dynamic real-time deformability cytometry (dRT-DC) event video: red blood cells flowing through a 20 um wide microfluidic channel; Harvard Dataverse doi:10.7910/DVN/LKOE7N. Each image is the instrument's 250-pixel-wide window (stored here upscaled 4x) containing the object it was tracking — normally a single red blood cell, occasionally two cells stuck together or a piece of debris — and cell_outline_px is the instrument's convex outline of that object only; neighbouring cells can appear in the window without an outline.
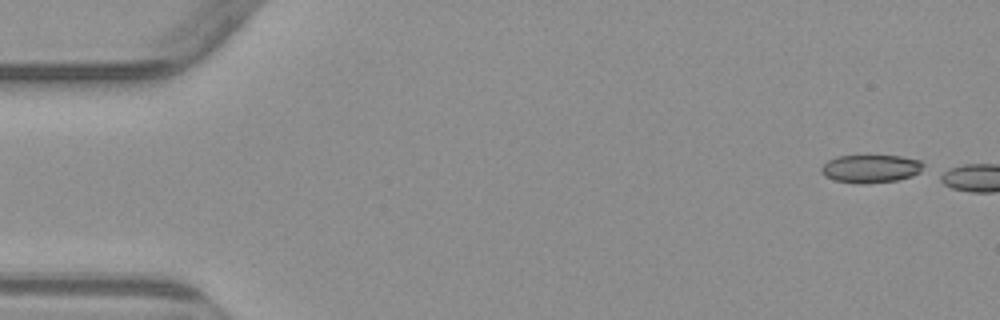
{"species": "common noctule bat (a hibernating species)", "species_latin": "Nyctalus noctula", "temperature_condition": "warm", "stored_images_in_passage": 2, "camera_frame_rate_fps": 3000, "um_per_image_px": 0.085, "animal": {"sex": "male", "body_mass_g": 23.1, "forearm_length_mm": 52.7}, "frame": {"image": 1, "passage_image": 1, "time_ms": 0.0, "image_size_px": [1000, 320], "cell_outline_px": [[924, 168], [920, 172], [912, 176], [896, 180], [864, 184], [860, 184], [836, 180], [824, 176], [820, 172], [820, 168], [828, 160], [836, 156], [900, 156], [920, 160], [924, 164]], "centroid_in_image_um": [74.01, 14.34], "position_along_channel_um": 11.0, "area_um2": 16.7}}